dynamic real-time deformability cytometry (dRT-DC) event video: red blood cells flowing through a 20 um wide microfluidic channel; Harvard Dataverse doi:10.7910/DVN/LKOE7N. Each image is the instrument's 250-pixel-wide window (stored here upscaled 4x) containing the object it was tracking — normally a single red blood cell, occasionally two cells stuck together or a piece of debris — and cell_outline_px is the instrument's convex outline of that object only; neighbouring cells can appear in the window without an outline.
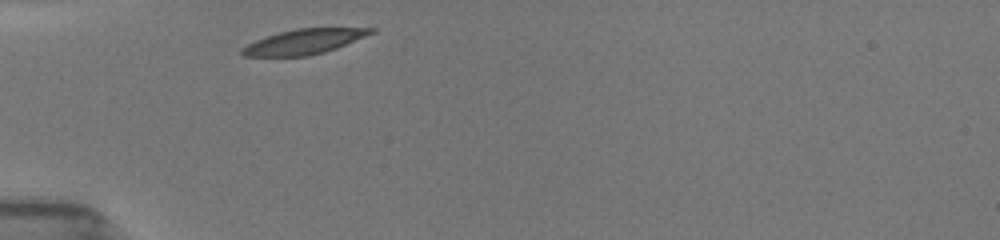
{"species": "common noctule bat (a hibernating species)", "species_latin": "Nyctalus noctula", "temperature_condition": "room temperature", "stored_images_in_passage": 29, "camera_frame_rate_fps": 3000, "um_per_image_px": 0.085, "animal": {"sex": "female", "body_mass_g": 19.5, "forearm_length_mm": 54.1}, "frame": {"image": 1, "passage_image": 1, "time_ms": 0.0, "image_size_px": [1000, 240], "cell_outline_px": [[376, 32], [336, 48], [324, 52], [308, 56], [244, 56], [240, 52], [240, 48], [256, 40], [280, 32], [296, 28], [376, 28]], "centroid_in_image_um": [25.85, 3.54], "position_along_channel_um": 59.1, "area_um2": 18.61}}
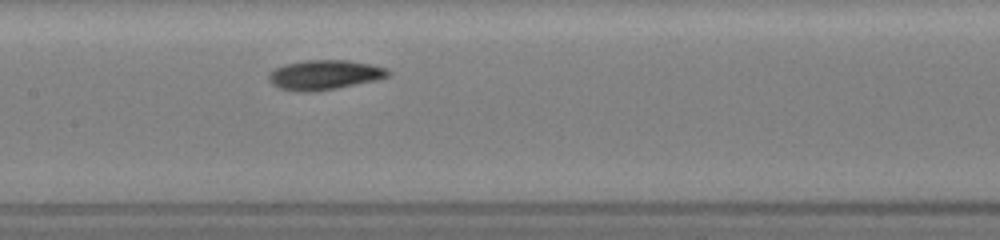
{"frame": {"image": 2, "passage_image": 11, "time_ms": 3.333, "image_size_px": [1000, 240], "cell_outline_px": [[392, 72], [388, 76], [376, 80], [316, 92], [296, 92], [280, 88], [272, 84], [268, 80], [268, 76], [276, 68], [284, 64], [308, 60], [348, 60], [372, 64], [388, 68]], "centroid_in_image_um": [27.6, 6.36], "position_along_channel_um": 179.8, "area_um2": 20.75}}
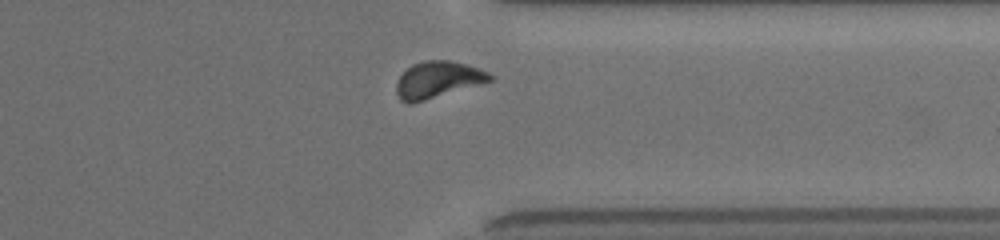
{"frame": {"image": 3, "passage_image": 26, "time_ms": 8.333, "image_size_px": [1000, 240], "cell_outline_px": [[492, 80], [480, 84], [424, 100], [408, 104], [400, 100], [396, 92], [396, 84], [400, 76], [412, 64], [424, 60], [448, 60], [468, 64], [488, 72], [492, 76]], "centroid_in_image_um": [37.19, 6.76], "position_along_channel_um": 374.2, "area_um2": 19.71}, "authors_computed_cell_mechanics": {"area_um2": 19.7098, "velocity_mm_per_s": 3.9054, "shape_relaxation_time_tau1_ms": 1.7949, "shape_relaxation_time_tau2_ms": 5.6229, "deformation_change_tau1": 0.1045, "deformation_change_tau2": 0.092}}